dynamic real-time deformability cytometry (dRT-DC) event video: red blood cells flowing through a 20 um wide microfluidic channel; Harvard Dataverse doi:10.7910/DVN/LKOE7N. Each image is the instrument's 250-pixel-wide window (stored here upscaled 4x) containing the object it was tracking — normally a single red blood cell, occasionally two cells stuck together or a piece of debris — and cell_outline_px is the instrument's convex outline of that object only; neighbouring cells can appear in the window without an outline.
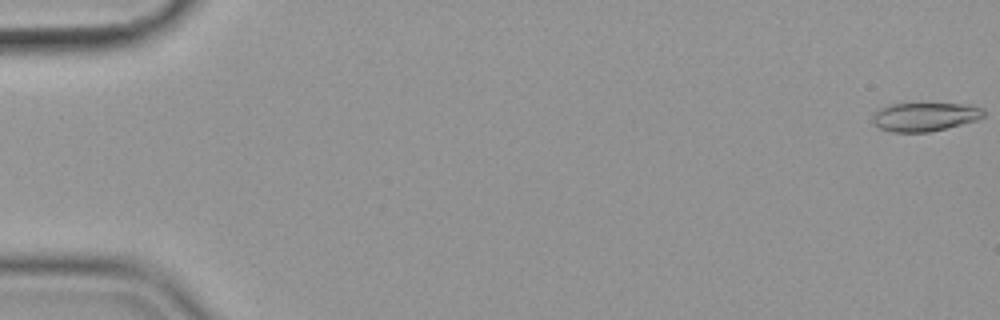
{"species": "common noctule bat (a hibernating species)", "species_latin": "Nyctalus noctula", "temperature_condition": "cold", "stored_images_in_passage": 19, "camera_frame_rate_fps": 3000, "um_per_image_px": 0.085, "animal": {"sex": "female", "body_mass_g": 19.9}, "frame": {"image": 1, "passage_image": 1, "time_ms": 0.0, "image_size_px": [1000, 320], "cell_outline_px": [[984, 116], [976, 120], [928, 132], [892, 132], [880, 128], [872, 120], [872, 116], [880, 108], [892, 104], [972, 104], [984, 108]], "centroid_in_image_um": [78.63, 9.92], "position_along_channel_um": 6.4, "area_um2": 18.32}}
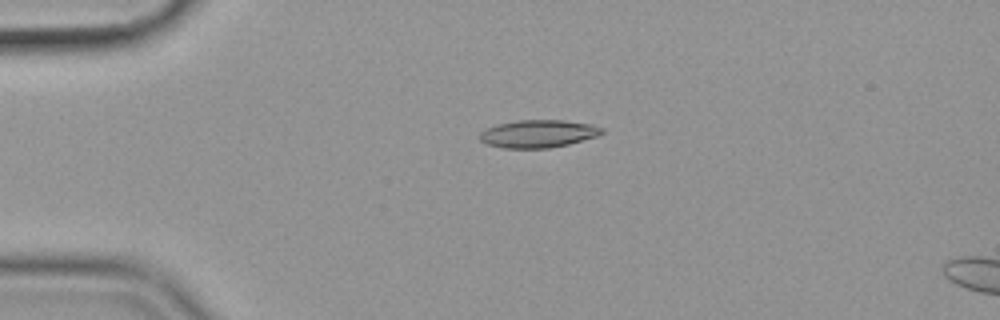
{"frame": {"image": 2, "passage_image": 14, "time_ms": 4.333, "image_size_px": [1000, 320], "cell_outline_px": [[604, 132], [596, 136], [568, 144], [548, 148], [504, 148], [488, 144], [480, 140], [480, 132], [484, 128], [496, 124], [516, 120], [564, 120], [592, 124], [604, 128]], "centroid_in_image_um": [45.73, 11.35], "position_along_channel_um": 39.3, "area_um2": 19.77}}